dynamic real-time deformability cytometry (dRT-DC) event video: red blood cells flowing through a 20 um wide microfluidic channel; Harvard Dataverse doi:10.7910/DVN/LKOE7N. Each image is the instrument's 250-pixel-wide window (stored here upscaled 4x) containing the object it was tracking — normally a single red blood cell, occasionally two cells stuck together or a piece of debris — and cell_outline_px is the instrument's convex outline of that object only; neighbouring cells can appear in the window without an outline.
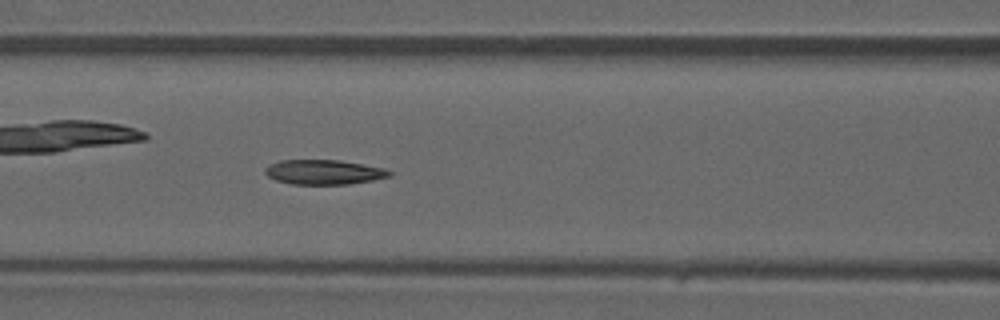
{"species": "common noctule bat (a hibernating species)", "species_latin": "Nyctalus noctula", "temperature_condition": "warm", "stored_images_in_passage": 46, "camera_frame_rate_fps": 3000, "um_per_image_px": 0.085, "animal": {"sex": "male", "forearm_length_mm": 52.5}, "frame": {"image": 1, "passage_image": 20, "time_ms": 6.333, "image_size_px": [1000, 320], "cell_outline_px": [[392, 176], [372, 180], [348, 184], [292, 184], [276, 180], [268, 176], [264, 172], [264, 168], [268, 164], [280, 160], [340, 160], [364, 164], [384, 168], [392, 172]], "centroid_in_image_um": [27.52, 14.62], "position_along_channel_um": 139.1, "area_um2": 17.98}}